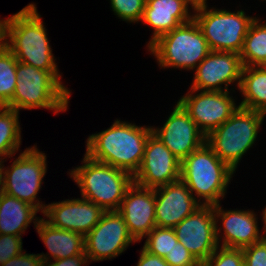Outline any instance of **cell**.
I'll return each mask as SVG.
<instances>
[{"label": "cell", "instance_id": "1", "mask_svg": "<svg viewBox=\"0 0 266 266\" xmlns=\"http://www.w3.org/2000/svg\"><path fill=\"white\" fill-rule=\"evenodd\" d=\"M151 132L152 126H137L116 119L106 130L88 136L85 154L134 176L142 163Z\"/></svg>", "mask_w": 266, "mask_h": 266}, {"label": "cell", "instance_id": "2", "mask_svg": "<svg viewBox=\"0 0 266 266\" xmlns=\"http://www.w3.org/2000/svg\"><path fill=\"white\" fill-rule=\"evenodd\" d=\"M47 29L35 3H29L10 15L7 24L6 47L21 63L51 72L63 85Z\"/></svg>", "mask_w": 266, "mask_h": 266}, {"label": "cell", "instance_id": "3", "mask_svg": "<svg viewBox=\"0 0 266 266\" xmlns=\"http://www.w3.org/2000/svg\"><path fill=\"white\" fill-rule=\"evenodd\" d=\"M234 173L206 143L181 161L180 178L201 205L219 204Z\"/></svg>", "mask_w": 266, "mask_h": 266}, {"label": "cell", "instance_id": "4", "mask_svg": "<svg viewBox=\"0 0 266 266\" xmlns=\"http://www.w3.org/2000/svg\"><path fill=\"white\" fill-rule=\"evenodd\" d=\"M82 165L71 169L70 178L80 188L81 197L94 202L104 211H118L133 176L109 164L84 155Z\"/></svg>", "mask_w": 266, "mask_h": 266}, {"label": "cell", "instance_id": "5", "mask_svg": "<svg viewBox=\"0 0 266 266\" xmlns=\"http://www.w3.org/2000/svg\"><path fill=\"white\" fill-rule=\"evenodd\" d=\"M16 89L6 106L19 112L31 109H49L53 113L66 112L71 90L51 72L17 61Z\"/></svg>", "mask_w": 266, "mask_h": 266}, {"label": "cell", "instance_id": "6", "mask_svg": "<svg viewBox=\"0 0 266 266\" xmlns=\"http://www.w3.org/2000/svg\"><path fill=\"white\" fill-rule=\"evenodd\" d=\"M265 113L239 107L221 126L206 136V144L236 172L243 155L252 148Z\"/></svg>", "mask_w": 266, "mask_h": 266}, {"label": "cell", "instance_id": "7", "mask_svg": "<svg viewBox=\"0 0 266 266\" xmlns=\"http://www.w3.org/2000/svg\"><path fill=\"white\" fill-rule=\"evenodd\" d=\"M147 51L153 54L161 68L194 71L211 50L193 18L157 38Z\"/></svg>", "mask_w": 266, "mask_h": 266}, {"label": "cell", "instance_id": "8", "mask_svg": "<svg viewBox=\"0 0 266 266\" xmlns=\"http://www.w3.org/2000/svg\"><path fill=\"white\" fill-rule=\"evenodd\" d=\"M1 165V191L43 213L46 204L37 198L47 172V157L37 146L26 148L10 166ZM10 167V168H9Z\"/></svg>", "mask_w": 266, "mask_h": 266}, {"label": "cell", "instance_id": "9", "mask_svg": "<svg viewBox=\"0 0 266 266\" xmlns=\"http://www.w3.org/2000/svg\"><path fill=\"white\" fill-rule=\"evenodd\" d=\"M208 8L197 10L193 14L210 50L240 54L246 34L256 16L246 15L244 9L231 12Z\"/></svg>", "mask_w": 266, "mask_h": 266}, {"label": "cell", "instance_id": "10", "mask_svg": "<svg viewBox=\"0 0 266 266\" xmlns=\"http://www.w3.org/2000/svg\"><path fill=\"white\" fill-rule=\"evenodd\" d=\"M230 91L190 89L178 102L188 112L198 128L207 136L221 126L240 107Z\"/></svg>", "mask_w": 266, "mask_h": 266}, {"label": "cell", "instance_id": "11", "mask_svg": "<svg viewBox=\"0 0 266 266\" xmlns=\"http://www.w3.org/2000/svg\"><path fill=\"white\" fill-rule=\"evenodd\" d=\"M136 243L118 211H105L99 223L85 236L89 264L116 258Z\"/></svg>", "mask_w": 266, "mask_h": 266}, {"label": "cell", "instance_id": "12", "mask_svg": "<svg viewBox=\"0 0 266 266\" xmlns=\"http://www.w3.org/2000/svg\"><path fill=\"white\" fill-rule=\"evenodd\" d=\"M181 160L151 132L148 136L140 168L133 182L145 188H157L180 179Z\"/></svg>", "mask_w": 266, "mask_h": 266}, {"label": "cell", "instance_id": "13", "mask_svg": "<svg viewBox=\"0 0 266 266\" xmlns=\"http://www.w3.org/2000/svg\"><path fill=\"white\" fill-rule=\"evenodd\" d=\"M178 241L201 264L219 247L214 206L201 205L174 227Z\"/></svg>", "mask_w": 266, "mask_h": 266}, {"label": "cell", "instance_id": "14", "mask_svg": "<svg viewBox=\"0 0 266 266\" xmlns=\"http://www.w3.org/2000/svg\"><path fill=\"white\" fill-rule=\"evenodd\" d=\"M243 65L239 54L234 52L210 51L198 64L189 89L201 91H229L236 83L239 89ZM224 84V87H222Z\"/></svg>", "mask_w": 266, "mask_h": 266}, {"label": "cell", "instance_id": "15", "mask_svg": "<svg viewBox=\"0 0 266 266\" xmlns=\"http://www.w3.org/2000/svg\"><path fill=\"white\" fill-rule=\"evenodd\" d=\"M165 121L160 128L152 126V132L181 161L206 143L205 134L179 102Z\"/></svg>", "mask_w": 266, "mask_h": 266}, {"label": "cell", "instance_id": "16", "mask_svg": "<svg viewBox=\"0 0 266 266\" xmlns=\"http://www.w3.org/2000/svg\"><path fill=\"white\" fill-rule=\"evenodd\" d=\"M220 204L214 205L218 245L222 241L220 247L243 249L263 239L257 214L253 210H224ZM218 221L222 222V228Z\"/></svg>", "mask_w": 266, "mask_h": 266}, {"label": "cell", "instance_id": "17", "mask_svg": "<svg viewBox=\"0 0 266 266\" xmlns=\"http://www.w3.org/2000/svg\"><path fill=\"white\" fill-rule=\"evenodd\" d=\"M104 212L94 202L81 197L46 204L42 214L53 227L85 237L99 223Z\"/></svg>", "mask_w": 266, "mask_h": 266}, {"label": "cell", "instance_id": "18", "mask_svg": "<svg viewBox=\"0 0 266 266\" xmlns=\"http://www.w3.org/2000/svg\"><path fill=\"white\" fill-rule=\"evenodd\" d=\"M200 206L201 204L195 199L181 178L155 188L157 227L174 228Z\"/></svg>", "mask_w": 266, "mask_h": 266}, {"label": "cell", "instance_id": "19", "mask_svg": "<svg viewBox=\"0 0 266 266\" xmlns=\"http://www.w3.org/2000/svg\"><path fill=\"white\" fill-rule=\"evenodd\" d=\"M118 212L128 231L138 243L156 227L155 188H145L133 182L127 189Z\"/></svg>", "mask_w": 266, "mask_h": 266}, {"label": "cell", "instance_id": "20", "mask_svg": "<svg viewBox=\"0 0 266 266\" xmlns=\"http://www.w3.org/2000/svg\"><path fill=\"white\" fill-rule=\"evenodd\" d=\"M189 7L184 0H146L141 22L154 29L146 47L180 24L191 21L194 12Z\"/></svg>", "mask_w": 266, "mask_h": 266}, {"label": "cell", "instance_id": "21", "mask_svg": "<svg viewBox=\"0 0 266 266\" xmlns=\"http://www.w3.org/2000/svg\"><path fill=\"white\" fill-rule=\"evenodd\" d=\"M34 229L49 250V253L39 254L43 262L85 253V237L79 233L53 227L44 218L39 219Z\"/></svg>", "mask_w": 266, "mask_h": 266}, {"label": "cell", "instance_id": "22", "mask_svg": "<svg viewBox=\"0 0 266 266\" xmlns=\"http://www.w3.org/2000/svg\"><path fill=\"white\" fill-rule=\"evenodd\" d=\"M32 205L0 192V234L22 236L30 223L34 226L41 217Z\"/></svg>", "mask_w": 266, "mask_h": 266}, {"label": "cell", "instance_id": "23", "mask_svg": "<svg viewBox=\"0 0 266 266\" xmlns=\"http://www.w3.org/2000/svg\"><path fill=\"white\" fill-rule=\"evenodd\" d=\"M243 97L240 107L266 114V68L243 67L238 89Z\"/></svg>", "mask_w": 266, "mask_h": 266}, {"label": "cell", "instance_id": "24", "mask_svg": "<svg viewBox=\"0 0 266 266\" xmlns=\"http://www.w3.org/2000/svg\"><path fill=\"white\" fill-rule=\"evenodd\" d=\"M19 112L0 106V163L18 152L21 145Z\"/></svg>", "mask_w": 266, "mask_h": 266}, {"label": "cell", "instance_id": "25", "mask_svg": "<svg viewBox=\"0 0 266 266\" xmlns=\"http://www.w3.org/2000/svg\"><path fill=\"white\" fill-rule=\"evenodd\" d=\"M243 67L264 66L266 63V23L259 17L251 23L240 52Z\"/></svg>", "mask_w": 266, "mask_h": 266}, {"label": "cell", "instance_id": "26", "mask_svg": "<svg viewBox=\"0 0 266 266\" xmlns=\"http://www.w3.org/2000/svg\"><path fill=\"white\" fill-rule=\"evenodd\" d=\"M17 60L6 47L0 50V106H7L16 89Z\"/></svg>", "mask_w": 266, "mask_h": 266}, {"label": "cell", "instance_id": "27", "mask_svg": "<svg viewBox=\"0 0 266 266\" xmlns=\"http://www.w3.org/2000/svg\"><path fill=\"white\" fill-rule=\"evenodd\" d=\"M145 238L143 248L149 253L163 258L178 242L174 228L168 227L156 226Z\"/></svg>", "mask_w": 266, "mask_h": 266}, {"label": "cell", "instance_id": "28", "mask_svg": "<svg viewBox=\"0 0 266 266\" xmlns=\"http://www.w3.org/2000/svg\"><path fill=\"white\" fill-rule=\"evenodd\" d=\"M114 15L122 21L138 23L141 21L146 0H110Z\"/></svg>", "mask_w": 266, "mask_h": 266}, {"label": "cell", "instance_id": "29", "mask_svg": "<svg viewBox=\"0 0 266 266\" xmlns=\"http://www.w3.org/2000/svg\"><path fill=\"white\" fill-rule=\"evenodd\" d=\"M200 266H245L242 249L218 247Z\"/></svg>", "mask_w": 266, "mask_h": 266}, {"label": "cell", "instance_id": "30", "mask_svg": "<svg viewBox=\"0 0 266 266\" xmlns=\"http://www.w3.org/2000/svg\"><path fill=\"white\" fill-rule=\"evenodd\" d=\"M22 237L0 234V265L23 252Z\"/></svg>", "mask_w": 266, "mask_h": 266}, {"label": "cell", "instance_id": "31", "mask_svg": "<svg viewBox=\"0 0 266 266\" xmlns=\"http://www.w3.org/2000/svg\"><path fill=\"white\" fill-rule=\"evenodd\" d=\"M165 261L170 266H200L195 257L178 241L174 248L166 254Z\"/></svg>", "mask_w": 266, "mask_h": 266}, {"label": "cell", "instance_id": "32", "mask_svg": "<svg viewBox=\"0 0 266 266\" xmlns=\"http://www.w3.org/2000/svg\"><path fill=\"white\" fill-rule=\"evenodd\" d=\"M245 266H266V239L242 249Z\"/></svg>", "mask_w": 266, "mask_h": 266}, {"label": "cell", "instance_id": "33", "mask_svg": "<svg viewBox=\"0 0 266 266\" xmlns=\"http://www.w3.org/2000/svg\"><path fill=\"white\" fill-rule=\"evenodd\" d=\"M0 266H43V259L39 254H29L24 250L20 255L9 259Z\"/></svg>", "mask_w": 266, "mask_h": 266}, {"label": "cell", "instance_id": "34", "mask_svg": "<svg viewBox=\"0 0 266 266\" xmlns=\"http://www.w3.org/2000/svg\"><path fill=\"white\" fill-rule=\"evenodd\" d=\"M52 261V262H51ZM89 260L86 253L79 254L73 257H67L59 260H50L43 262V266H87Z\"/></svg>", "mask_w": 266, "mask_h": 266}, {"label": "cell", "instance_id": "35", "mask_svg": "<svg viewBox=\"0 0 266 266\" xmlns=\"http://www.w3.org/2000/svg\"><path fill=\"white\" fill-rule=\"evenodd\" d=\"M140 252L137 266H170L163 257L151 254L144 248Z\"/></svg>", "mask_w": 266, "mask_h": 266}, {"label": "cell", "instance_id": "36", "mask_svg": "<svg viewBox=\"0 0 266 266\" xmlns=\"http://www.w3.org/2000/svg\"><path fill=\"white\" fill-rule=\"evenodd\" d=\"M9 17L0 19V50L6 48L7 24Z\"/></svg>", "mask_w": 266, "mask_h": 266}, {"label": "cell", "instance_id": "37", "mask_svg": "<svg viewBox=\"0 0 266 266\" xmlns=\"http://www.w3.org/2000/svg\"><path fill=\"white\" fill-rule=\"evenodd\" d=\"M192 12L208 7L207 0H184Z\"/></svg>", "mask_w": 266, "mask_h": 266}, {"label": "cell", "instance_id": "38", "mask_svg": "<svg viewBox=\"0 0 266 266\" xmlns=\"http://www.w3.org/2000/svg\"><path fill=\"white\" fill-rule=\"evenodd\" d=\"M261 218H262V222H263L262 236H263V239H266V206L262 211V217Z\"/></svg>", "mask_w": 266, "mask_h": 266}, {"label": "cell", "instance_id": "39", "mask_svg": "<svg viewBox=\"0 0 266 266\" xmlns=\"http://www.w3.org/2000/svg\"><path fill=\"white\" fill-rule=\"evenodd\" d=\"M1 167V165H0ZM0 192H1V168H0Z\"/></svg>", "mask_w": 266, "mask_h": 266}]
</instances>
